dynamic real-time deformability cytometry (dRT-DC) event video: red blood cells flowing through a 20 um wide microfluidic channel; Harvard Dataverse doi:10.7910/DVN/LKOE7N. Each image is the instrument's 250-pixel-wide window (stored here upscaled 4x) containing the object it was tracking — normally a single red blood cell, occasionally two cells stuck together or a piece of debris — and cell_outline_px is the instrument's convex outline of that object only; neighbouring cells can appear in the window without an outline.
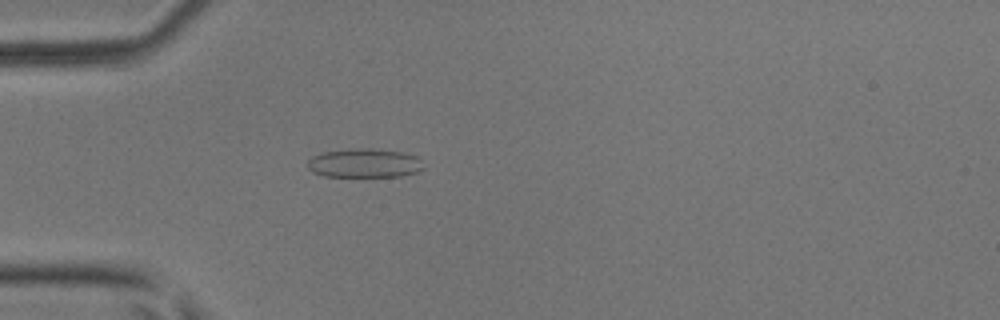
{"species": "common noctule bat (a hibernating species)", "species_latin": "Nyctalus noctula", "temperature_condition": "room temperature", "stored_images_in_passage": 39, "camera_frame_rate_fps": 3000, "um_per_image_px": 0.085, "animal": {"sex": "male", "body_mass_g": 17.9, "forearm_length_mm": 54.2}, "frame": {"image": 1, "passage_image": 4, "time_ms": 1.0, "image_size_px": [1000, 320], "cell_outline_px": [[424, 168], [420, 172], [400, 176], [324, 176], [312, 172], [308, 168], [308, 160], [312, 156], [324, 152], [352, 148], [372, 148], [400, 152], [416, 156], [420, 160]], "centroid_in_image_um": [30.98, 13.86], "position_along_channel_um": 54.0, "area_um2": 19.59}}
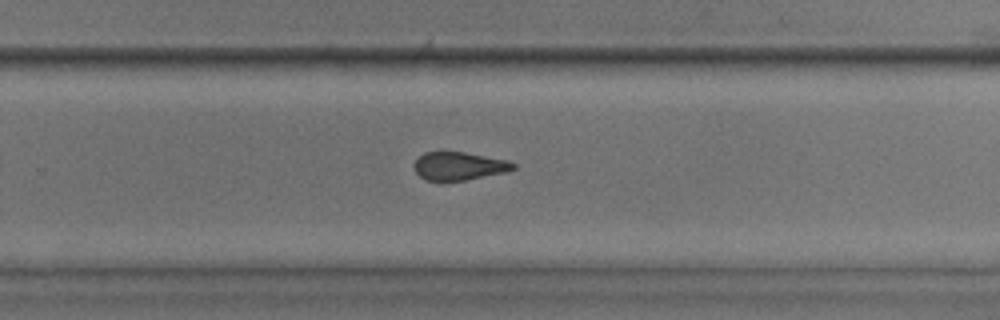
{"frame": {"image": 2, "passage_image": 22, "time_ms": 7.0, "image_size_px": [1000, 320], "cell_outline_px": [[516, 168], [508, 172], [464, 180], [440, 184], [424, 180], [416, 172], [412, 164], [424, 152], [464, 152], [508, 160], [516, 164]], "centroid_in_image_um": [38.99, 14.15], "position_along_channel_um": 290.8, "area_um2": 16.82}}
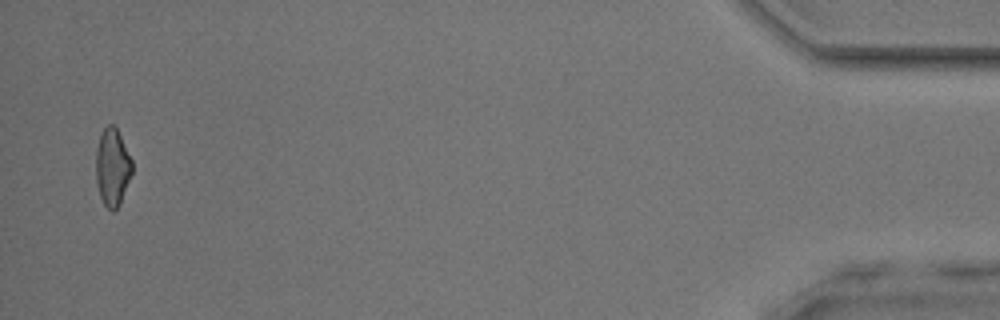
{"frame": {"image": 3, "passage_image": 38, "time_ms": 12.333, "image_size_px": [1000, 320], "cell_outline_px": [[132, 172], [120, 204], [112, 212], [104, 204], [100, 196], [96, 180], [96, 148], [100, 136], [104, 128], [108, 124], [112, 124], [116, 128], [132, 160]], "centroid_in_image_um": [9.54, 14.22], "position_along_channel_um": 425.7, "area_um2": 16.13}, "authors_computed_cell_mechanics": {"area_um2": 17.051, "velocity_mm_per_s": 4.1211, "shape_relaxation_time_tau1_ms": null, "shape_relaxation_time_tau2_ms": 1.3301, "deformation_change_tau1": null, "deformation_change_tau2": 0.0622}}